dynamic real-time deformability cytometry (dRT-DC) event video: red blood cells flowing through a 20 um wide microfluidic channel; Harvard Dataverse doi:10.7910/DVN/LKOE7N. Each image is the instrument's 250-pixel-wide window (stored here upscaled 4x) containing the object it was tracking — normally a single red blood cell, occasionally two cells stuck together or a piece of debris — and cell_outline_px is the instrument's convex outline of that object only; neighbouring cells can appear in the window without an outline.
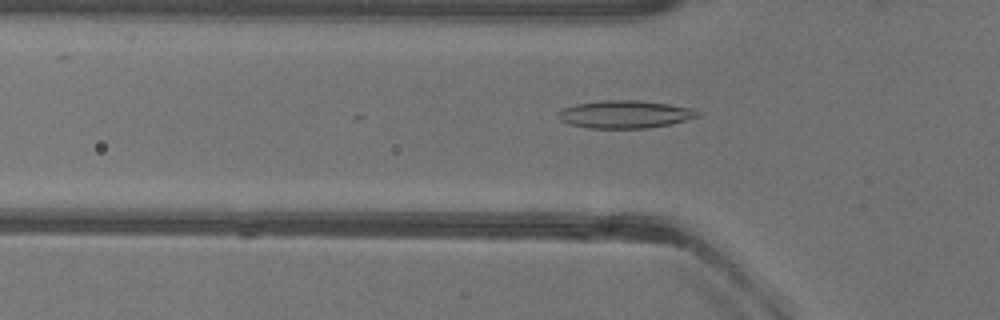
{"species": "common noctule bat (a hibernating species)", "species_latin": "Nyctalus noctula", "temperature_condition": "warm", "stored_images_in_passage": 30, "camera_frame_rate_fps": 3000, "um_per_image_px": 0.085, "animal": {"sex": "female"}, "frame": {"image": 1, "passage_image": 16, "time_ms": 5.0, "image_size_px": [1000, 320], "cell_outline_px": [[700, 116], [668, 124], [648, 128], [588, 128], [572, 124], [560, 120], [556, 116], [556, 112], [564, 108], [576, 104], [604, 100], [640, 100], [668, 104], [692, 108], [700, 112]], "centroid_in_image_um": [53.1, 9.71], "position_along_channel_um": 72.7, "area_um2": 22.43}}
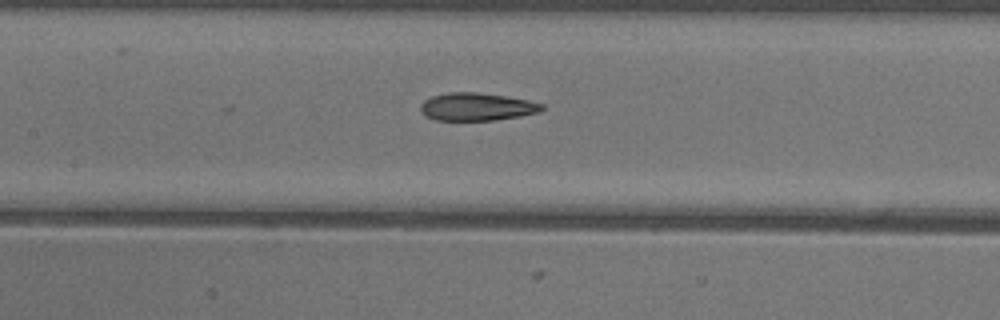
{"frame": {"image": 2, "passage_image": 23, "time_ms": 7.333, "image_size_px": [1000, 320], "cell_outline_px": [[544, 108], [540, 112], [520, 116], [492, 120], [436, 120], [424, 116], [420, 112], [420, 104], [424, 100], [432, 96], [448, 92], [476, 92], [508, 96], [528, 100], [544, 104]], "centroid_in_image_um": [40.51, 9.07], "position_along_channel_um": 166.9, "area_um2": 19.83}}
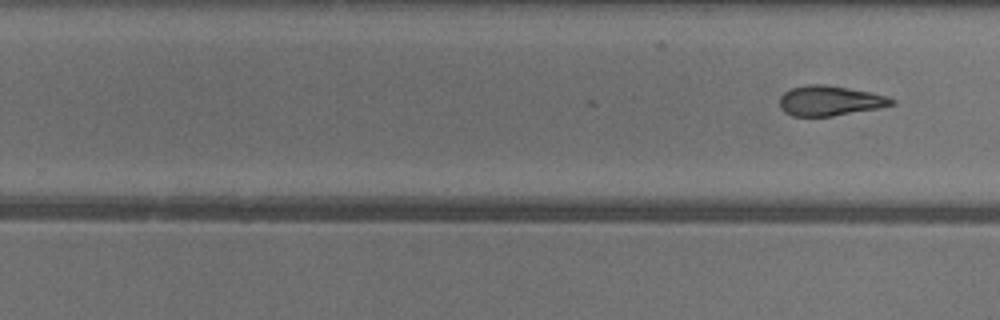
{"frame": {"image": 3, "passage_image": 30, "time_ms": 9.667, "image_size_px": [1000, 320], "cell_outline_px": [[896, 100], [892, 104], [880, 108], [832, 116], [792, 116], [784, 112], [780, 108], [780, 96], [788, 88], [808, 84], [824, 84], [872, 92], [888, 96]], "centroid_in_image_um": [70.52, 8.55], "position_along_channel_um": 259.3, "area_um2": 19.77}}